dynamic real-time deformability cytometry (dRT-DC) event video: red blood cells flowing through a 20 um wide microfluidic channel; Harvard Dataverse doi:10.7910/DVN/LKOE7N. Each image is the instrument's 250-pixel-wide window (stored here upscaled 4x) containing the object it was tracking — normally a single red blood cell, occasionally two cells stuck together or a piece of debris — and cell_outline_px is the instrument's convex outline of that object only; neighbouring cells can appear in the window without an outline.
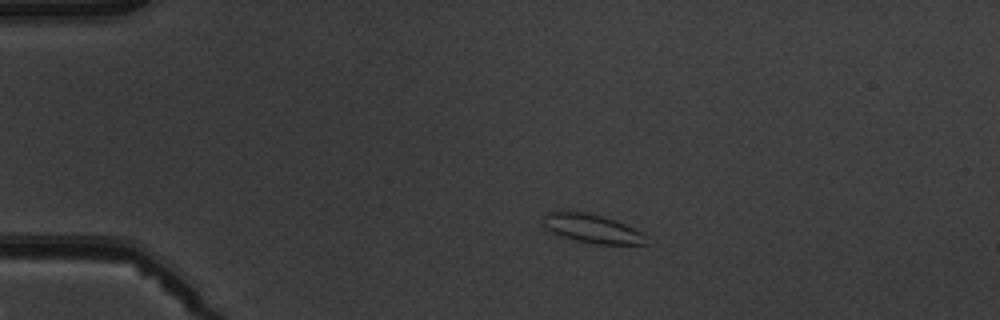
{"species": "common noctule bat (a hibernating species)", "species_latin": "Nyctalus noctula", "temperature_condition": "warm", "stored_images_in_passage": 4, "camera_frame_rate_fps": 3000, "um_per_image_px": 0.085, "animal": {"sex": "male", "body_mass_g": 19.5, "forearm_length_mm": 54.6}, "frame": {"image": 1, "passage_image": 2, "time_ms": 1.333, "image_size_px": [1000, 320], "cell_outline_px": [[648, 244], [592, 244], [556, 236], [544, 228], [544, 212], [564, 208], [568, 208], [588, 212], [604, 216], [624, 224], [648, 236]], "centroid_in_image_um": [50.21, 19.39], "position_along_channel_um": 34.8, "area_um2": 18.15}}